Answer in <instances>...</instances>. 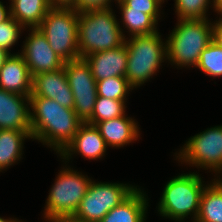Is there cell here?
<instances>
[{
  "instance_id": "1",
  "label": "cell",
  "mask_w": 222,
  "mask_h": 222,
  "mask_svg": "<svg viewBox=\"0 0 222 222\" xmlns=\"http://www.w3.org/2000/svg\"><path fill=\"white\" fill-rule=\"evenodd\" d=\"M29 100L33 140L60 154L73 140L83 122L73 109L61 106L53 99L30 96Z\"/></svg>"
},
{
  "instance_id": "2",
  "label": "cell",
  "mask_w": 222,
  "mask_h": 222,
  "mask_svg": "<svg viewBox=\"0 0 222 222\" xmlns=\"http://www.w3.org/2000/svg\"><path fill=\"white\" fill-rule=\"evenodd\" d=\"M111 8L79 13L80 58L98 51L112 50L125 43L126 35Z\"/></svg>"
},
{
  "instance_id": "3",
  "label": "cell",
  "mask_w": 222,
  "mask_h": 222,
  "mask_svg": "<svg viewBox=\"0 0 222 222\" xmlns=\"http://www.w3.org/2000/svg\"><path fill=\"white\" fill-rule=\"evenodd\" d=\"M213 40L208 19H178L166 40L167 61L180 67H196L200 54Z\"/></svg>"
},
{
  "instance_id": "4",
  "label": "cell",
  "mask_w": 222,
  "mask_h": 222,
  "mask_svg": "<svg viewBox=\"0 0 222 222\" xmlns=\"http://www.w3.org/2000/svg\"><path fill=\"white\" fill-rule=\"evenodd\" d=\"M159 33L135 35L125 40L128 54L125 78L133 89L150 81L167 60L166 42Z\"/></svg>"
},
{
  "instance_id": "5",
  "label": "cell",
  "mask_w": 222,
  "mask_h": 222,
  "mask_svg": "<svg viewBox=\"0 0 222 222\" xmlns=\"http://www.w3.org/2000/svg\"><path fill=\"white\" fill-rule=\"evenodd\" d=\"M205 187L201 176L194 172L175 176L163 189L158 203L159 214L176 222H182L192 215V222H195Z\"/></svg>"
},
{
  "instance_id": "6",
  "label": "cell",
  "mask_w": 222,
  "mask_h": 222,
  "mask_svg": "<svg viewBox=\"0 0 222 222\" xmlns=\"http://www.w3.org/2000/svg\"><path fill=\"white\" fill-rule=\"evenodd\" d=\"M91 182L92 180L87 175L65 165L50 188L44 207L45 220L72 217Z\"/></svg>"
},
{
  "instance_id": "7",
  "label": "cell",
  "mask_w": 222,
  "mask_h": 222,
  "mask_svg": "<svg viewBox=\"0 0 222 222\" xmlns=\"http://www.w3.org/2000/svg\"><path fill=\"white\" fill-rule=\"evenodd\" d=\"M78 20L79 13L73 8H51L38 27L65 62L80 59Z\"/></svg>"
},
{
  "instance_id": "8",
  "label": "cell",
  "mask_w": 222,
  "mask_h": 222,
  "mask_svg": "<svg viewBox=\"0 0 222 222\" xmlns=\"http://www.w3.org/2000/svg\"><path fill=\"white\" fill-rule=\"evenodd\" d=\"M137 186L124 183L95 182L92 180L87 193L72 216L81 222H99L116 206L126 200Z\"/></svg>"
},
{
  "instance_id": "9",
  "label": "cell",
  "mask_w": 222,
  "mask_h": 222,
  "mask_svg": "<svg viewBox=\"0 0 222 222\" xmlns=\"http://www.w3.org/2000/svg\"><path fill=\"white\" fill-rule=\"evenodd\" d=\"M176 155L179 163L209 169L219 175L222 172V125L192 136Z\"/></svg>"
},
{
  "instance_id": "10",
  "label": "cell",
  "mask_w": 222,
  "mask_h": 222,
  "mask_svg": "<svg viewBox=\"0 0 222 222\" xmlns=\"http://www.w3.org/2000/svg\"><path fill=\"white\" fill-rule=\"evenodd\" d=\"M64 69L73 93V110L78 118L86 123L92 117L98 97L97 81L83 58L65 62Z\"/></svg>"
},
{
  "instance_id": "11",
  "label": "cell",
  "mask_w": 222,
  "mask_h": 222,
  "mask_svg": "<svg viewBox=\"0 0 222 222\" xmlns=\"http://www.w3.org/2000/svg\"><path fill=\"white\" fill-rule=\"evenodd\" d=\"M28 31V37L23 42L21 52L18 53L24 58L31 77L64 67L65 61L52 50L40 29L30 28Z\"/></svg>"
},
{
  "instance_id": "12",
  "label": "cell",
  "mask_w": 222,
  "mask_h": 222,
  "mask_svg": "<svg viewBox=\"0 0 222 222\" xmlns=\"http://www.w3.org/2000/svg\"><path fill=\"white\" fill-rule=\"evenodd\" d=\"M30 96L47 97L61 106L73 109L74 98L64 67L57 71L39 73L32 77Z\"/></svg>"
},
{
  "instance_id": "13",
  "label": "cell",
  "mask_w": 222,
  "mask_h": 222,
  "mask_svg": "<svg viewBox=\"0 0 222 222\" xmlns=\"http://www.w3.org/2000/svg\"><path fill=\"white\" fill-rule=\"evenodd\" d=\"M107 149L108 147L105 144L104 138L100 135L95 125L82 123L73 137V140L59 156L63 159V162L65 160L64 164L76 153L87 158V160H98L105 156Z\"/></svg>"
},
{
  "instance_id": "14",
  "label": "cell",
  "mask_w": 222,
  "mask_h": 222,
  "mask_svg": "<svg viewBox=\"0 0 222 222\" xmlns=\"http://www.w3.org/2000/svg\"><path fill=\"white\" fill-rule=\"evenodd\" d=\"M29 97L0 89V129L31 130Z\"/></svg>"
},
{
  "instance_id": "15",
  "label": "cell",
  "mask_w": 222,
  "mask_h": 222,
  "mask_svg": "<svg viewBox=\"0 0 222 222\" xmlns=\"http://www.w3.org/2000/svg\"><path fill=\"white\" fill-rule=\"evenodd\" d=\"M90 66L96 81L110 77H125L127 70V45L112 50L98 51L83 57Z\"/></svg>"
},
{
  "instance_id": "16",
  "label": "cell",
  "mask_w": 222,
  "mask_h": 222,
  "mask_svg": "<svg viewBox=\"0 0 222 222\" xmlns=\"http://www.w3.org/2000/svg\"><path fill=\"white\" fill-rule=\"evenodd\" d=\"M0 89L22 96L31 95L32 77L18 52L10 54L0 68Z\"/></svg>"
},
{
  "instance_id": "17",
  "label": "cell",
  "mask_w": 222,
  "mask_h": 222,
  "mask_svg": "<svg viewBox=\"0 0 222 222\" xmlns=\"http://www.w3.org/2000/svg\"><path fill=\"white\" fill-rule=\"evenodd\" d=\"M108 147L121 148L133 143L140 137L139 127L135 119L126 114L95 124Z\"/></svg>"
},
{
  "instance_id": "18",
  "label": "cell",
  "mask_w": 222,
  "mask_h": 222,
  "mask_svg": "<svg viewBox=\"0 0 222 222\" xmlns=\"http://www.w3.org/2000/svg\"><path fill=\"white\" fill-rule=\"evenodd\" d=\"M141 188H137L120 205L109 211L99 222H145L148 197Z\"/></svg>"
},
{
  "instance_id": "19",
  "label": "cell",
  "mask_w": 222,
  "mask_h": 222,
  "mask_svg": "<svg viewBox=\"0 0 222 222\" xmlns=\"http://www.w3.org/2000/svg\"><path fill=\"white\" fill-rule=\"evenodd\" d=\"M10 16L25 29L38 28L52 8L48 0H10Z\"/></svg>"
},
{
  "instance_id": "20",
  "label": "cell",
  "mask_w": 222,
  "mask_h": 222,
  "mask_svg": "<svg viewBox=\"0 0 222 222\" xmlns=\"http://www.w3.org/2000/svg\"><path fill=\"white\" fill-rule=\"evenodd\" d=\"M26 139H33L31 130L0 129V172L21 160Z\"/></svg>"
},
{
  "instance_id": "21",
  "label": "cell",
  "mask_w": 222,
  "mask_h": 222,
  "mask_svg": "<svg viewBox=\"0 0 222 222\" xmlns=\"http://www.w3.org/2000/svg\"><path fill=\"white\" fill-rule=\"evenodd\" d=\"M195 222H222V177L206 184L201 198L199 213Z\"/></svg>"
},
{
  "instance_id": "22",
  "label": "cell",
  "mask_w": 222,
  "mask_h": 222,
  "mask_svg": "<svg viewBox=\"0 0 222 222\" xmlns=\"http://www.w3.org/2000/svg\"><path fill=\"white\" fill-rule=\"evenodd\" d=\"M121 11V22L128 30L129 37L135 35H148L158 32V22L151 16L141 11L131 10L122 0H116Z\"/></svg>"
},
{
  "instance_id": "23",
  "label": "cell",
  "mask_w": 222,
  "mask_h": 222,
  "mask_svg": "<svg viewBox=\"0 0 222 222\" xmlns=\"http://www.w3.org/2000/svg\"><path fill=\"white\" fill-rule=\"evenodd\" d=\"M126 101L114 100L98 96L92 117L86 122L95 125L98 122L110 120L125 115Z\"/></svg>"
},
{
  "instance_id": "24",
  "label": "cell",
  "mask_w": 222,
  "mask_h": 222,
  "mask_svg": "<svg viewBox=\"0 0 222 222\" xmlns=\"http://www.w3.org/2000/svg\"><path fill=\"white\" fill-rule=\"evenodd\" d=\"M196 68L213 78L222 76V47L212 40L200 54Z\"/></svg>"
},
{
  "instance_id": "25",
  "label": "cell",
  "mask_w": 222,
  "mask_h": 222,
  "mask_svg": "<svg viewBox=\"0 0 222 222\" xmlns=\"http://www.w3.org/2000/svg\"><path fill=\"white\" fill-rule=\"evenodd\" d=\"M132 90L125 77H110L97 81V95L101 97L127 101V94Z\"/></svg>"
},
{
  "instance_id": "26",
  "label": "cell",
  "mask_w": 222,
  "mask_h": 222,
  "mask_svg": "<svg viewBox=\"0 0 222 222\" xmlns=\"http://www.w3.org/2000/svg\"><path fill=\"white\" fill-rule=\"evenodd\" d=\"M177 19H208L212 0H174Z\"/></svg>"
},
{
  "instance_id": "27",
  "label": "cell",
  "mask_w": 222,
  "mask_h": 222,
  "mask_svg": "<svg viewBox=\"0 0 222 222\" xmlns=\"http://www.w3.org/2000/svg\"><path fill=\"white\" fill-rule=\"evenodd\" d=\"M25 28L11 16L0 23V47L7 52L17 44L20 34ZM22 30V32H21Z\"/></svg>"
},
{
  "instance_id": "28",
  "label": "cell",
  "mask_w": 222,
  "mask_h": 222,
  "mask_svg": "<svg viewBox=\"0 0 222 222\" xmlns=\"http://www.w3.org/2000/svg\"><path fill=\"white\" fill-rule=\"evenodd\" d=\"M131 10L151 15L157 22L160 19L161 5L165 0H122Z\"/></svg>"
},
{
  "instance_id": "29",
  "label": "cell",
  "mask_w": 222,
  "mask_h": 222,
  "mask_svg": "<svg viewBox=\"0 0 222 222\" xmlns=\"http://www.w3.org/2000/svg\"><path fill=\"white\" fill-rule=\"evenodd\" d=\"M112 1L113 0H76L73 9L77 13H83L91 10H102L106 8H112Z\"/></svg>"
},
{
  "instance_id": "30",
  "label": "cell",
  "mask_w": 222,
  "mask_h": 222,
  "mask_svg": "<svg viewBox=\"0 0 222 222\" xmlns=\"http://www.w3.org/2000/svg\"><path fill=\"white\" fill-rule=\"evenodd\" d=\"M212 25H213V41L222 47V16H219L218 20L212 22Z\"/></svg>"
},
{
  "instance_id": "31",
  "label": "cell",
  "mask_w": 222,
  "mask_h": 222,
  "mask_svg": "<svg viewBox=\"0 0 222 222\" xmlns=\"http://www.w3.org/2000/svg\"><path fill=\"white\" fill-rule=\"evenodd\" d=\"M52 8H73L76 0H48Z\"/></svg>"
},
{
  "instance_id": "32",
  "label": "cell",
  "mask_w": 222,
  "mask_h": 222,
  "mask_svg": "<svg viewBox=\"0 0 222 222\" xmlns=\"http://www.w3.org/2000/svg\"><path fill=\"white\" fill-rule=\"evenodd\" d=\"M10 17V9H6L3 2L0 1V23L6 21Z\"/></svg>"
},
{
  "instance_id": "33",
  "label": "cell",
  "mask_w": 222,
  "mask_h": 222,
  "mask_svg": "<svg viewBox=\"0 0 222 222\" xmlns=\"http://www.w3.org/2000/svg\"><path fill=\"white\" fill-rule=\"evenodd\" d=\"M214 11L222 16V0H212Z\"/></svg>"
},
{
  "instance_id": "34",
  "label": "cell",
  "mask_w": 222,
  "mask_h": 222,
  "mask_svg": "<svg viewBox=\"0 0 222 222\" xmlns=\"http://www.w3.org/2000/svg\"><path fill=\"white\" fill-rule=\"evenodd\" d=\"M11 52H7L0 47V68L3 66L5 60L10 56Z\"/></svg>"
},
{
  "instance_id": "35",
  "label": "cell",
  "mask_w": 222,
  "mask_h": 222,
  "mask_svg": "<svg viewBox=\"0 0 222 222\" xmlns=\"http://www.w3.org/2000/svg\"><path fill=\"white\" fill-rule=\"evenodd\" d=\"M49 222H81V221H77L72 217H64V218L49 220Z\"/></svg>"
},
{
  "instance_id": "36",
  "label": "cell",
  "mask_w": 222,
  "mask_h": 222,
  "mask_svg": "<svg viewBox=\"0 0 222 222\" xmlns=\"http://www.w3.org/2000/svg\"><path fill=\"white\" fill-rule=\"evenodd\" d=\"M20 220H18V219H4V218H2L1 216H0V222H19Z\"/></svg>"
}]
</instances>
